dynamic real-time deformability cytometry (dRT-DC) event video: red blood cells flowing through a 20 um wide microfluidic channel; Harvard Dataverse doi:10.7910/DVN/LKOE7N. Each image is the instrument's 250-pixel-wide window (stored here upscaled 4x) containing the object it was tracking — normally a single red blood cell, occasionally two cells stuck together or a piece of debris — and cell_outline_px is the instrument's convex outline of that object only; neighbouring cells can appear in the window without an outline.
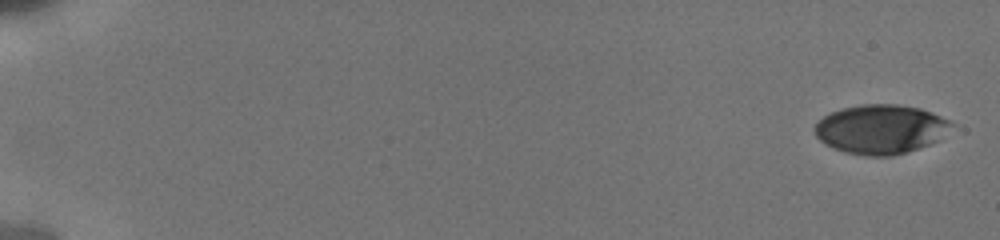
{"species": "human", "species_latin": "Homo sapiens", "temperature_condition": "cold", "stored_images_in_passage": 10, "camera_frame_rate_fps": 3000, "um_per_image_px": 0.085, "donor": {"sex": "male"}, "frame": {"image": 1, "passage_image": 1, "time_ms": 0.0, "image_size_px": [1000, 240], "cell_outline_px": [[956, 124], [936, 140], [928, 144], [892, 156], [864, 156], [844, 152], [832, 148], [824, 144], [816, 136], [812, 128], [824, 116], [832, 112], [844, 108], [860, 104], [896, 104], [920, 108], [940, 116]], "centroid_in_image_um": [74.82, 10.98], "position_along_channel_um": 10.2, "area_um2": 39.02}}
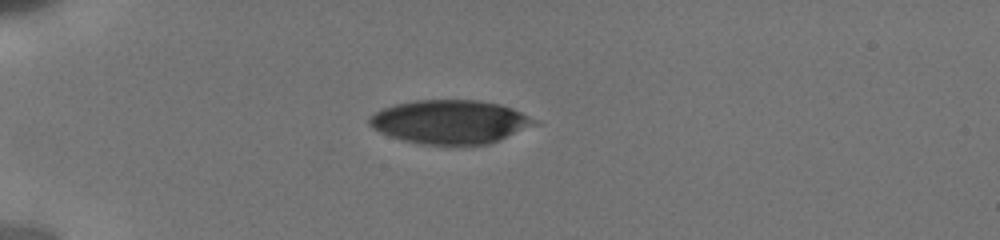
{"frame": {"image": 2, "passage_image": 7, "time_ms": 5.0, "image_size_px": [1000, 240], "cell_outline_px": [[544, 124], [488, 144], [420, 144], [388, 136], [372, 128], [368, 124], [368, 116], [384, 108], [396, 104], [416, 100], [476, 100], [500, 104], [512, 108]], "centroid_in_image_um": [38.3, 10.36], "position_along_channel_um": 46.7, "area_um2": 42.31}}
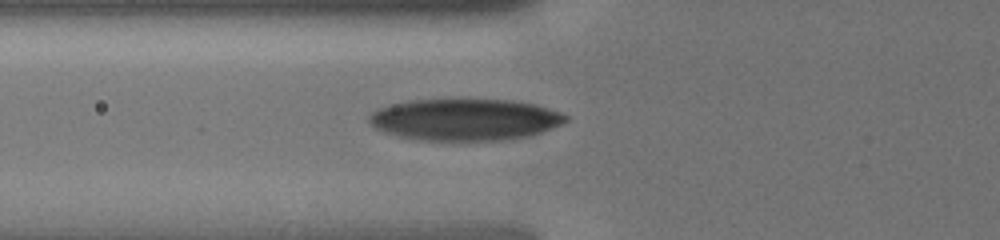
{"frame": {"image": 3, "passage_image": 10, "time_ms": 7.0, "image_size_px": [1000, 240], "cell_outline_px": [[568, 120], [552, 128], [528, 136], [496, 140], [424, 140], [404, 136], [388, 132], [376, 128], [368, 120], [368, 116], [376, 108], [388, 104], [408, 100], [512, 100], [536, 104], [560, 112], [568, 116]], "centroid_in_image_um": [39.52, 10.14], "position_along_channel_um": 86.3, "area_um2": 47.28}}